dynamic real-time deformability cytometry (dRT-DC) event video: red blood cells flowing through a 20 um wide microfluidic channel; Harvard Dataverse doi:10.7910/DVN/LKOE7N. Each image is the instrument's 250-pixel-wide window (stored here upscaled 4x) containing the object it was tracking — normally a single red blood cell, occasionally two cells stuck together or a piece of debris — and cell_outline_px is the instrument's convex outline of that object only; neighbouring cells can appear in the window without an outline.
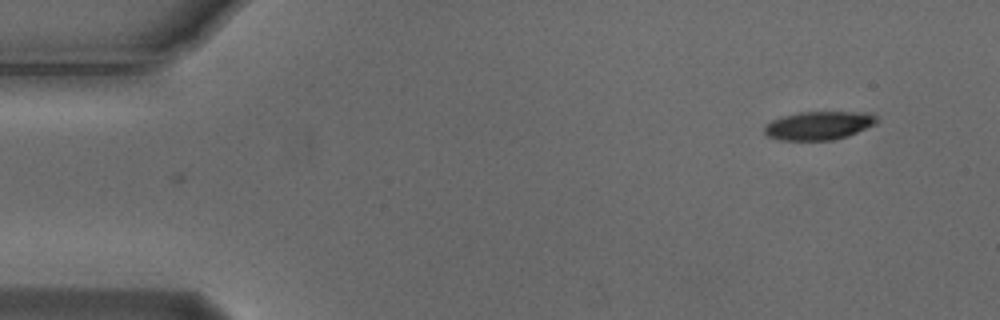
{"species": "Egyptian fruit bat (a non-hibernating species)", "species_latin": "Rousettus aegyptiacus", "temperature_condition": "cold", "stored_images_in_passage": 2, "camera_frame_rate_fps": 3000, "um_per_image_px": 0.085, "animal": {"sex": "male"}, "frame": {"image": 1, "passage_image": 1, "time_ms": 0.0, "image_size_px": [1000, 320], "cell_outline_px": [[876, 124], [848, 136], [832, 140], [780, 140], [768, 136], [764, 132], [764, 128], [772, 120], [784, 116], [800, 112], [868, 112], [876, 116]], "centroid_in_image_um": [69.61, 10.67], "position_along_channel_um": 15.4, "area_um2": 18.5}}